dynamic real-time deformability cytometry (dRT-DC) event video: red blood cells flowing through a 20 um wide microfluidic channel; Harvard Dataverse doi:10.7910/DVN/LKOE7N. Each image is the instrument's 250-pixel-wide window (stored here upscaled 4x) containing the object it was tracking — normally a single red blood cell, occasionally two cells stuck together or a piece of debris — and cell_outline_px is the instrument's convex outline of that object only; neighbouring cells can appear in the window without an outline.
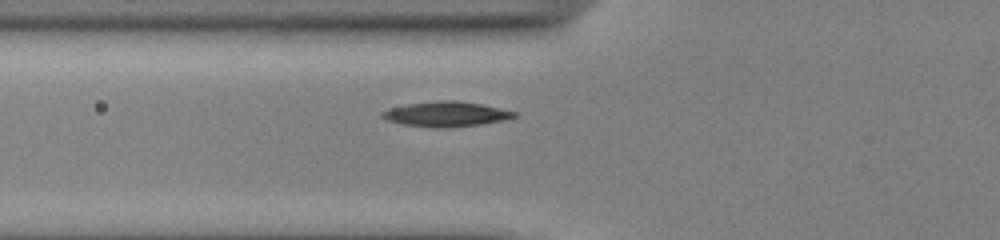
{"species": "common noctule bat (a hibernating species)", "species_latin": "Nyctalus noctula", "temperature_condition": "cold", "stored_images_in_passage": 42, "camera_frame_rate_fps": 3000, "um_per_image_px": 0.085, "animal": {"sex": "male", "body_mass_g": 13.0, "forearm_length_mm": 53.1}, "frame": {"image": 1, "passage_image": 9, "time_ms": 2.667, "image_size_px": [1000, 240], "cell_outline_px": [[520, 116], [504, 120], [480, 124], [444, 128], [436, 128], [400, 124], [388, 120], [380, 116], [380, 112], [392, 108], [408, 104], [440, 100], [456, 100], [480, 104], [500, 108], [516, 112]], "centroid_in_image_um": [37.93, 9.7], "position_along_channel_um": 87.9, "area_um2": 19.19}}
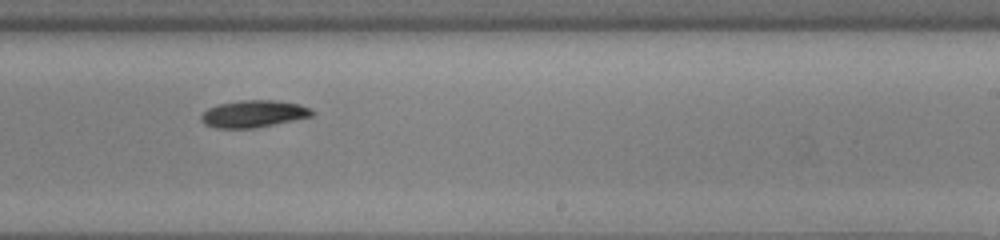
{"frame": {"image": 2, "passage_image": 23, "time_ms": 7.333, "image_size_px": [1000, 240], "cell_outline_px": [[316, 112], [312, 116], [256, 128], [216, 128], [204, 124], [200, 120], [200, 116], [208, 108], [216, 104], [240, 100], [276, 100], [300, 104], [312, 108]], "centroid_in_image_um": [21.56, 9.67], "position_along_channel_um": 267.4, "area_um2": 17.74}}
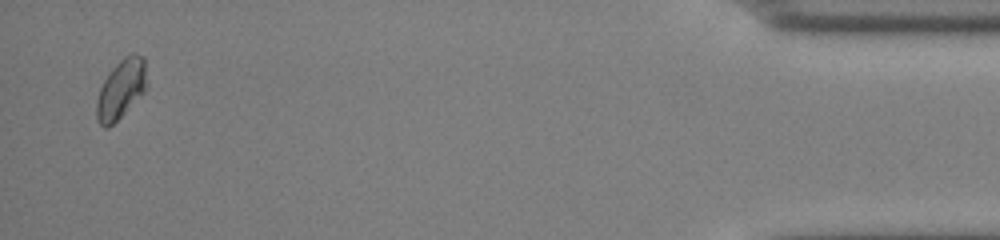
{"frame": {"image": 3, "passage_image": 41, "time_ms": 13.333, "image_size_px": [1000, 240], "cell_outline_px": [[148, 88], [108, 128], [104, 128], [96, 120], [96, 100], [100, 88], [104, 80], [112, 68], [124, 56], [132, 52], [144, 56], [148, 84]], "centroid_in_image_um": [10.3, 7.54], "position_along_channel_um": 424.9, "area_um2": 17.46}}